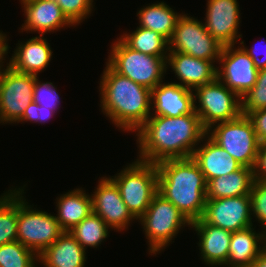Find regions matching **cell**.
I'll use <instances>...</instances> for the list:
<instances>
[{
    "label": "cell",
    "mask_w": 266,
    "mask_h": 267,
    "mask_svg": "<svg viewBox=\"0 0 266 267\" xmlns=\"http://www.w3.org/2000/svg\"><path fill=\"white\" fill-rule=\"evenodd\" d=\"M136 132L137 159L153 164L192 157L207 134L194 110L180 117L150 115Z\"/></svg>",
    "instance_id": "obj_1"
},
{
    "label": "cell",
    "mask_w": 266,
    "mask_h": 267,
    "mask_svg": "<svg viewBox=\"0 0 266 267\" xmlns=\"http://www.w3.org/2000/svg\"><path fill=\"white\" fill-rule=\"evenodd\" d=\"M99 88L102 112L123 131L136 132L152 114L151 90L117 73L107 62Z\"/></svg>",
    "instance_id": "obj_2"
},
{
    "label": "cell",
    "mask_w": 266,
    "mask_h": 267,
    "mask_svg": "<svg viewBox=\"0 0 266 267\" xmlns=\"http://www.w3.org/2000/svg\"><path fill=\"white\" fill-rule=\"evenodd\" d=\"M158 193L169 200L190 222L202 218L207 182L197 163L190 157L168 159L156 164Z\"/></svg>",
    "instance_id": "obj_3"
},
{
    "label": "cell",
    "mask_w": 266,
    "mask_h": 267,
    "mask_svg": "<svg viewBox=\"0 0 266 267\" xmlns=\"http://www.w3.org/2000/svg\"><path fill=\"white\" fill-rule=\"evenodd\" d=\"M109 178L116 184L128 210L138 220L158 191L157 165L136 159Z\"/></svg>",
    "instance_id": "obj_4"
},
{
    "label": "cell",
    "mask_w": 266,
    "mask_h": 267,
    "mask_svg": "<svg viewBox=\"0 0 266 267\" xmlns=\"http://www.w3.org/2000/svg\"><path fill=\"white\" fill-rule=\"evenodd\" d=\"M111 46L107 63L119 74L150 90L164 79L167 57L143 54L128 47L120 38Z\"/></svg>",
    "instance_id": "obj_5"
},
{
    "label": "cell",
    "mask_w": 266,
    "mask_h": 267,
    "mask_svg": "<svg viewBox=\"0 0 266 267\" xmlns=\"http://www.w3.org/2000/svg\"><path fill=\"white\" fill-rule=\"evenodd\" d=\"M138 221L143 226L146 239H148V250L151 255L160 253L168 244L170 245L185 225L191 226V222L158 192L153 196L149 207Z\"/></svg>",
    "instance_id": "obj_6"
},
{
    "label": "cell",
    "mask_w": 266,
    "mask_h": 267,
    "mask_svg": "<svg viewBox=\"0 0 266 267\" xmlns=\"http://www.w3.org/2000/svg\"><path fill=\"white\" fill-rule=\"evenodd\" d=\"M21 188V189H20ZM18 188L17 241L39 256L65 232L55 215L32 209L24 198V189Z\"/></svg>",
    "instance_id": "obj_7"
},
{
    "label": "cell",
    "mask_w": 266,
    "mask_h": 267,
    "mask_svg": "<svg viewBox=\"0 0 266 267\" xmlns=\"http://www.w3.org/2000/svg\"><path fill=\"white\" fill-rule=\"evenodd\" d=\"M207 135L242 166L254 169L260 143L247 116L241 114L236 119L217 123L207 130Z\"/></svg>",
    "instance_id": "obj_8"
},
{
    "label": "cell",
    "mask_w": 266,
    "mask_h": 267,
    "mask_svg": "<svg viewBox=\"0 0 266 267\" xmlns=\"http://www.w3.org/2000/svg\"><path fill=\"white\" fill-rule=\"evenodd\" d=\"M194 93V111L198 114L203 128L207 131L217 123L230 121L241 113V98L218 78L197 87Z\"/></svg>",
    "instance_id": "obj_9"
},
{
    "label": "cell",
    "mask_w": 266,
    "mask_h": 267,
    "mask_svg": "<svg viewBox=\"0 0 266 267\" xmlns=\"http://www.w3.org/2000/svg\"><path fill=\"white\" fill-rule=\"evenodd\" d=\"M187 15L182 14L176 22L169 40V52H181L195 58L219 62L223 46L209 34L204 22Z\"/></svg>",
    "instance_id": "obj_10"
},
{
    "label": "cell",
    "mask_w": 266,
    "mask_h": 267,
    "mask_svg": "<svg viewBox=\"0 0 266 267\" xmlns=\"http://www.w3.org/2000/svg\"><path fill=\"white\" fill-rule=\"evenodd\" d=\"M35 75L13 70L7 63L0 83V123H16L33 102ZM5 122V123H4Z\"/></svg>",
    "instance_id": "obj_11"
},
{
    "label": "cell",
    "mask_w": 266,
    "mask_h": 267,
    "mask_svg": "<svg viewBox=\"0 0 266 267\" xmlns=\"http://www.w3.org/2000/svg\"><path fill=\"white\" fill-rule=\"evenodd\" d=\"M237 47L223 46L219 58L221 65L220 68L217 67V78L242 98L255 85L259 70L241 45Z\"/></svg>",
    "instance_id": "obj_12"
},
{
    "label": "cell",
    "mask_w": 266,
    "mask_h": 267,
    "mask_svg": "<svg viewBox=\"0 0 266 267\" xmlns=\"http://www.w3.org/2000/svg\"><path fill=\"white\" fill-rule=\"evenodd\" d=\"M250 195L206 199L202 219L213 226L236 232L253 226Z\"/></svg>",
    "instance_id": "obj_13"
},
{
    "label": "cell",
    "mask_w": 266,
    "mask_h": 267,
    "mask_svg": "<svg viewBox=\"0 0 266 267\" xmlns=\"http://www.w3.org/2000/svg\"><path fill=\"white\" fill-rule=\"evenodd\" d=\"M92 198V212L116 231L126 230L134 219L122 200L116 184L109 177H101Z\"/></svg>",
    "instance_id": "obj_14"
},
{
    "label": "cell",
    "mask_w": 266,
    "mask_h": 267,
    "mask_svg": "<svg viewBox=\"0 0 266 267\" xmlns=\"http://www.w3.org/2000/svg\"><path fill=\"white\" fill-rule=\"evenodd\" d=\"M204 26L222 46L235 45L239 35L240 11L237 0H208Z\"/></svg>",
    "instance_id": "obj_15"
},
{
    "label": "cell",
    "mask_w": 266,
    "mask_h": 267,
    "mask_svg": "<svg viewBox=\"0 0 266 267\" xmlns=\"http://www.w3.org/2000/svg\"><path fill=\"white\" fill-rule=\"evenodd\" d=\"M25 14V21L20 30L33 31L44 35L74 25L62 13L55 0H20Z\"/></svg>",
    "instance_id": "obj_16"
},
{
    "label": "cell",
    "mask_w": 266,
    "mask_h": 267,
    "mask_svg": "<svg viewBox=\"0 0 266 267\" xmlns=\"http://www.w3.org/2000/svg\"><path fill=\"white\" fill-rule=\"evenodd\" d=\"M167 68H171L179 85L194 91L201 85L213 82L217 78V66L213 61L192 57L181 52H169Z\"/></svg>",
    "instance_id": "obj_17"
},
{
    "label": "cell",
    "mask_w": 266,
    "mask_h": 267,
    "mask_svg": "<svg viewBox=\"0 0 266 267\" xmlns=\"http://www.w3.org/2000/svg\"><path fill=\"white\" fill-rule=\"evenodd\" d=\"M194 91L178 82L159 83L151 90V115L180 117L194 110Z\"/></svg>",
    "instance_id": "obj_18"
},
{
    "label": "cell",
    "mask_w": 266,
    "mask_h": 267,
    "mask_svg": "<svg viewBox=\"0 0 266 267\" xmlns=\"http://www.w3.org/2000/svg\"><path fill=\"white\" fill-rule=\"evenodd\" d=\"M191 228L199 235L198 247L201 259L211 266H224L228 260L231 231L206 223L202 218L191 222Z\"/></svg>",
    "instance_id": "obj_19"
},
{
    "label": "cell",
    "mask_w": 266,
    "mask_h": 267,
    "mask_svg": "<svg viewBox=\"0 0 266 267\" xmlns=\"http://www.w3.org/2000/svg\"><path fill=\"white\" fill-rule=\"evenodd\" d=\"M52 50L42 35L18 43L8 65L15 71L38 76L50 65Z\"/></svg>",
    "instance_id": "obj_20"
},
{
    "label": "cell",
    "mask_w": 266,
    "mask_h": 267,
    "mask_svg": "<svg viewBox=\"0 0 266 267\" xmlns=\"http://www.w3.org/2000/svg\"><path fill=\"white\" fill-rule=\"evenodd\" d=\"M203 139L207 141L204 142V145L195 148L191 158L199 166L206 182L213 178L228 175L242 166L207 134Z\"/></svg>",
    "instance_id": "obj_21"
},
{
    "label": "cell",
    "mask_w": 266,
    "mask_h": 267,
    "mask_svg": "<svg viewBox=\"0 0 266 267\" xmlns=\"http://www.w3.org/2000/svg\"><path fill=\"white\" fill-rule=\"evenodd\" d=\"M253 226L231 233L228 267H251L252 262L266 247L264 231L256 233ZM260 244V245H259Z\"/></svg>",
    "instance_id": "obj_22"
},
{
    "label": "cell",
    "mask_w": 266,
    "mask_h": 267,
    "mask_svg": "<svg viewBox=\"0 0 266 267\" xmlns=\"http://www.w3.org/2000/svg\"><path fill=\"white\" fill-rule=\"evenodd\" d=\"M86 250L68 232H63L39 256L45 267H85Z\"/></svg>",
    "instance_id": "obj_23"
},
{
    "label": "cell",
    "mask_w": 266,
    "mask_h": 267,
    "mask_svg": "<svg viewBox=\"0 0 266 267\" xmlns=\"http://www.w3.org/2000/svg\"><path fill=\"white\" fill-rule=\"evenodd\" d=\"M254 181V169L241 166L228 175L210 179L207 182L206 199L250 195Z\"/></svg>",
    "instance_id": "obj_24"
},
{
    "label": "cell",
    "mask_w": 266,
    "mask_h": 267,
    "mask_svg": "<svg viewBox=\"0 0 266 267\" xmlns=\"http://www.w3.org/2000/svg\"><path fill=\"white\" fill-rule=\"evenodd\" d=\"M55 218L64 231H70L92 213V198L82 188H77L56 198Z\"/></svg>",
    "instance_id": "obj_25"
},
{
    "label": "cell",
    "mask_w": 266,
    "mask_h": 267,
    "mask_svg": "<svg viewBox=\"0 0 266 267\" xmlns=\"http://www.w3.org/2000/svg\"><path fill=\"white\" fill-rule=\"evenodd\" d=\"M181 15L163 1L149 4V6L141 8L137 13L140 24L138 27L155 31L169 41L175 30L176 22Z\"/></svg>",
    "instance_id": "obj_26"
},
{
    "label": "cell",
    "mask_w": 266,
    "mask_h": 267,
    "mask_svg": "<svg viewBox=\"0 0 266 267\" xmlns=\"http://www.w3.org/2000/svg\"><path fill=\"white\" fill-rule=\"evenodd\" d=\"M128 47L157 57H167L169 54V41L159 33L137 27L132 33L125 32L119 37Z\"/></svg>",
    "instance_id": "obj_27"
},
{
    "label": "cell",
    "mask_w": 266,
    "mask_h": 267,
    "mask_svg": "<svg viewBox=\"0 0 266 267\" xmlns=\"http://www.w3.org/2000/svg\"><path fill=\"white\" fill-rule=\"evenodd\" d=\"M108 229L111 228L103 219L92 212L68 232L86 250L97 248L109 236Z\"/></svg>",
    "instance_id": "obj_28"
},
{
    "label": "cell",
    "mask_w": 266,
    "mask_h": 267,
    "mask_svg": "<svg viewBox=\"0 0 266 267\" xmlns=\"http://www.w3.org/2000/svg\"><path fill=\"white\" fill-rule=\"evenodd\" d=\"M18 188L0 197V246L17 241Z\"/></svg>",
    "instance_id": "obj_29"
},
{
    "label": "cell",
    "mask_w": 266,
    "mask_h": 267,
    "mask_svg": "<svg viewBox=\"0 0 266 267\" xmlns=\"http://www.w3.org/2000/svg\"><path fill=\"white\" fill-rule=\"evenodd\" d=\"M38 256L19 241L0 246V267H37Z\"/></svg>",
    "instance_id": "obj_30"
},
{
    "label": "cell",
    "mask_w": 266,
    "mask_h": 267,
    "mask_svg": "<svg viewBox=\"0 0 266 267\" xmlns=\"http://www.w3.org/2000/svg\"><path fill=\"white\" fill-rule=\"evenodd\" d=\"M266 108V68L258 72L255 85L241 98V113L247 116Z\"/></svg>",
    "instance_id": "obj_31"
},
{
    "label": "cell",
    "mask_w": 266,
    "mask_h": 267,
    "mask_svg": "<svg viewBox=\"0 0 266 267\" xmlns=\"http://www.w3.org/2000/svg\"><path fill=\"white\" fill-rule=\"evenodd\" d=\"M60 6L62 13L75 26L79 25L91 13L93 0H55Z\"/></svg>",
    "instance_id": "obj_32"
},
{
    "label": "cell",
    "mask_w": 266,
    "mask_h": 267,
    "mask_svg": "<svg viewBox=\"0 0 266 267\" xmlns=\"http://www.w3.org/2000/svg\"><path fill=\"white\" fill-rule=\"evenodd\" d=\"M59 94L57 88L52 82H41L38 76H35V84L33 88V101L41 106H44L52 111L59 108Z\"/></svg>",
    "instance_id": "obj_33"
},
{
    "label": "cell",
    "mask_w": 266,
    "mask_h": 267,
    "mask_svg": "<svg viewBox=\"0 0 266 267\" xmlns=\"http://www.w3.org/2000/svg\"><path fill=\"white\" fill-rule=\"evenodd\" d=\"M252 217L261 223L266 234V180H256L253 183L251 192ZM254 215V216H253Z\"/></svg>",
    "instance_id": "obj_34"
},
{
    "label": "cell",
    "mask_w": 266,
    "mask_h": 267,
    "mask_svg": "<svg viewBox=\"0 0 266 267\" xmlns=\"http://www.w3.org/2000/svg\"><path fill=\"white\" fill-rule=\"evenodd\" d=\"M56 112L39 105L38 103H35L34 101L29 103L28 106L25 108V111L23 113V116L17 121V123L20 122H34V123H44L52 118V116Z\"/></svg>",
    "instance_id": "obj_35"
},
{
    "label": "cell",
    "mask_w": 266,
    "mask_h": 267,
    "mask_svg": "<svg viewBox=\"0 0 266 267\" xmlns=\"http://www.w3.org/2000/svg\"><path fill=\"white\" fill-rule=\"evenodd\" d=\"M247 117L252 122L258 142H266V108L251 112Z\"/></svg>",
    "instance_id": "obj_36"
},
{
    "label": "cell",
    "mask_w": 266,
    "mask_h": 267,
    "mask_svg": "<svg viewBox=\"0 0 266 267\" xmlns=\"http://www.w3.org/2000/svg\"><path fill=\"white\" fill-rule=\"evenodd\" d=\"M254 178L266 180V142L260 143L254 167Z\"/></svg>",
    "instance_id": "obj_37"
},
{
    "label": "cell",
    "mask_w": 266,
    "mask_h": 267,
    "mask_svg": "<svg viewBox=\"0 0 266 267\" xmlns=\"http://www.w3.org/2000/svg\"><path fill=\"white\" fill-rule=\"evenodd\" d=\"M240 45H242L241 47L243 48V50L250 56V58L254 62L255 67L258 70L266 68V57H265V59H263V58L260 59L259 56H258V53L260 51L259 50L260 49L259 46H252L251 49H248L247 47H245L244 41H241Z\"/></svg>",
    "instance_id": "obj_38"
},
{
    "label": "cell",
    "mask_w": 266,
    "mask_h": 267,
    "mask_svg": "<svg viewBox=\"0 0 266 267\" xmlns=\"http://www.w3.org/2000/svg\"><path fill=\"white\" fill-rule=\"evenodd\" d=\"M7 40V35L0 31V60H6V54L9 50Z\"/></svg>",
    "instance_id": "obj_39"
},
{
    "label": "cell",
    "mask_w": 266,
    "mask_h": 267,
    "mask_svg": "<svg viewBox=\"0 0 266 267\" xmlns=\"http://www.w3.org/2000/svg\"><path fill=\"white\" fill-rule=\"evenodd\" d=\"M251 267H266V247L259 253L257 258L252 262Z\"/></svg>",
    "instance_id": "obj_40"
},
{
    "label": "cell",
    "mask_w": 266,
    "mask_h": 267,
    "mask_svg": "<svg viewBox=\"0 0 266 267\" xmlns=\"http://www.w3.org/2000/svg\"><path fill=\"white\" fill-rule=\"evenodd\" d=\"M4 62H3V60H0V83H1V78H2V76H3V73H4V64H3ZM3 67V68H2ZM3 69V70H2Z\"/></svg>",
    "instance_id": "obj_41"
}]
</instances>
